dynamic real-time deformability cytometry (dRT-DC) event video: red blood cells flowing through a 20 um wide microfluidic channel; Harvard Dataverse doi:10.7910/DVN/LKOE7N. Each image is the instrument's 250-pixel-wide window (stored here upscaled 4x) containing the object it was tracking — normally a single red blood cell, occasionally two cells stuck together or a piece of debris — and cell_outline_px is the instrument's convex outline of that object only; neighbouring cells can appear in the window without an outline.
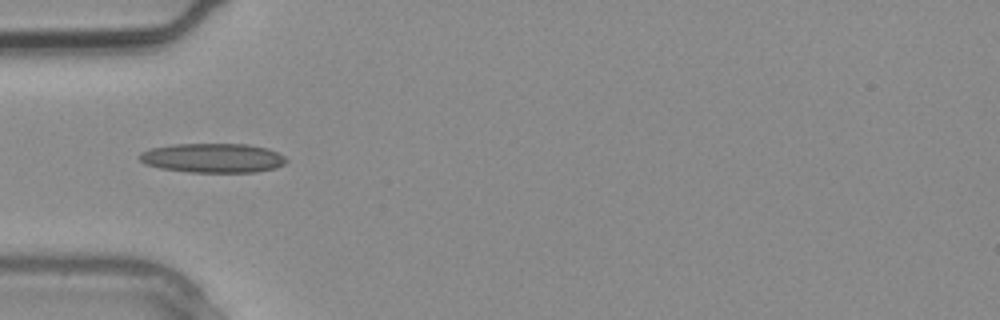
{"species": "common noctule bat (a hibernating species)", "species_latin": "Nyctalus noctula", "temperature_condition": "warm", "stored_images_in_passage": 3, "camera_frame_rate_fps": 3000, "um_per_image_px": 0.085, "animal": {"sex": "male", "body_mass_g": 20.4}, "frame": {"image": 1, "passage_image": 3, "time_ms": 0.667, "image_size_px": [1000, 320], "cell_outline_px": [[288, 160], [284, 164], [276, 168], [256, 172], [188, 172], [160, 168], [144, 164], [140, 160], [140, 152], [152, 148], [172, 144], [248, 144], [268, 148], [284, 156]], "centroid_in_image_um": [18.1, 13.43], "position_along_channel_um": 66.9, "area_um2": 25.2}}